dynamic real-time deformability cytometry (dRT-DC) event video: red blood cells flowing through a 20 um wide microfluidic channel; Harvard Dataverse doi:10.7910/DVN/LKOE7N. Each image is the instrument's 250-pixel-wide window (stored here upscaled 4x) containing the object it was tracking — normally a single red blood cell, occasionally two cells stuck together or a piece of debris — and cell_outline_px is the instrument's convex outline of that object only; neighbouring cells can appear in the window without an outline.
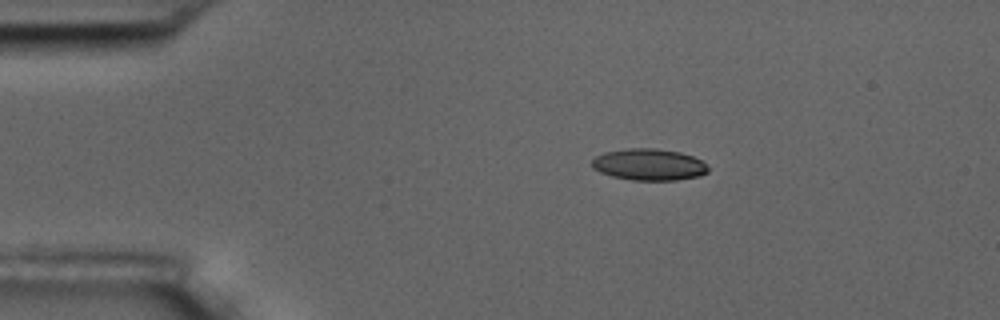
{"species": "common noctule bat (a hibernating species)", "species_latin": "Nyctalus noctula", "temperature_condition": "room temperature", "stored_images_in_passage": 6, "camera_frame_rate_fps": 3000, "um_per_image_px": 0.085, "animal": {"sex": "male", "body_mass_g": 17.5, "forearm_length_mm": 52.3}, "frame": {"image": 1, "passage_image": 6, "time_ms": 6.667, "image_size_px": [1000, 320], "cell_outline_px": [[708, 172], [700, 176], [676, 180], [632, 180], [612, 176], [600, 172], [592, 168], [592, 160], [596, 156], [604, 152], [628, 148], [656, 148], [680, 152], [692, 156], [700, 160], [708, 168]], "centroid_in_image_um": [55.14, 13.98], "position_along_channel_um": 29.9, "area_um2": 21.39}}